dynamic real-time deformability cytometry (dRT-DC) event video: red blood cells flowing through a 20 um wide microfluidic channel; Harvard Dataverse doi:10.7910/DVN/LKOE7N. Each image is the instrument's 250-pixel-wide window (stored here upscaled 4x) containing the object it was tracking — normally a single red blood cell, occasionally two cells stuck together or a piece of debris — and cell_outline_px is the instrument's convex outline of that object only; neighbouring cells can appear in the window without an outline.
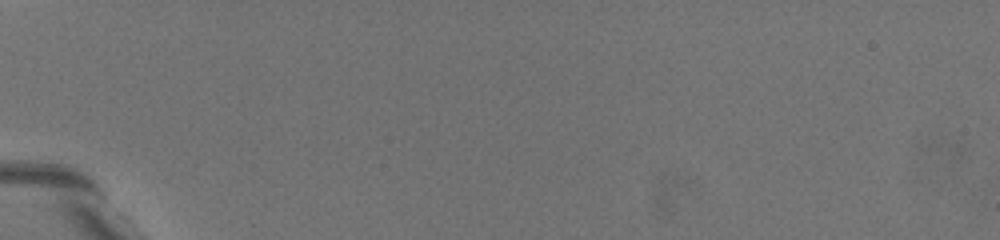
{"species": "common noctule bat (a hibernating species)", "species_latin": "Nyctalus noctula", "temperature_condition": "warm", "stored_images_in_passage": 2, "camera_frame_rate_fps": 3000, "um_per_image_px": 0.085, "animal": {"sex": "female", "body_mass_g": 19.5, "forearm_length_mm": 54.1}, "frame": {"image": 1, "passage_image": 1, "time_ms": 0.0, "image_size_px": [1000, 240], "cell_outline_px": [[180, 208], [172, 212], [168, 212], [120, 168], [100, 140], [112, 132], [132, 144], [144, 156], [164, 180], [172, 192]], "centroid_in_image_um": [11.92, 14.51], "position_along_channel_um": 73.1, "area_um2": 15.09}}